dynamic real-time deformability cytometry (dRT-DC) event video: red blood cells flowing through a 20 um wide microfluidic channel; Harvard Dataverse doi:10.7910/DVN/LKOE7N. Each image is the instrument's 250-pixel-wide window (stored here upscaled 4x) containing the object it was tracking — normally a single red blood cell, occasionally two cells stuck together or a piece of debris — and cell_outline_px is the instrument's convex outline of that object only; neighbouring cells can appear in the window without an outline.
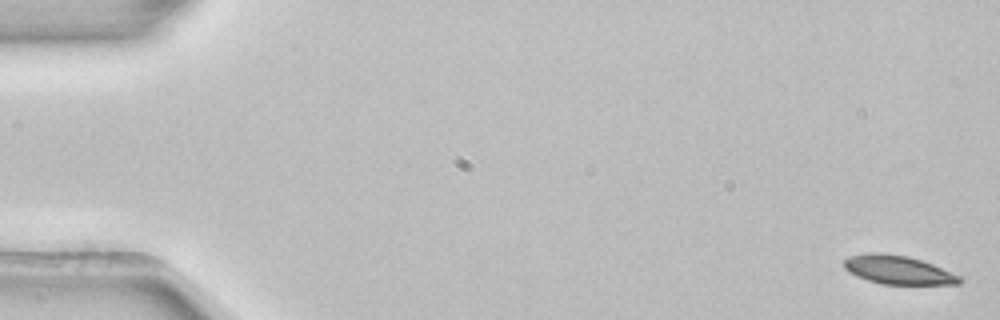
{"species": "common noctule bat (a hibernating species)", "species_latin": "Nyctalus noctula", "temperature_condition": "room temperature", "stored_images_in_passage": 4, "camera_frame_rate_fps": 3000, "um_per_image_px": 0.085, "animal": {"sex": "female", "body_mass_g": 22.7, "forearm_length_mm": 54.2}, "frame": {"image": 1, "passage_image": 1, "time_ms": 0.0, "image_size_px": [1000, 320], "cell_outline_px": [[964, 280], [960, 284], [880, 284], [856, 276], [848, 272], [844, 268], [844, 260], [848, 256], [868, 252], [884, 252], [908, 256], [932, 264], [960, 276]], "centroid_in_image_um": [76.3, 22.93], "position_along_channel_um": 8.7, "area_um2": 19.42}}
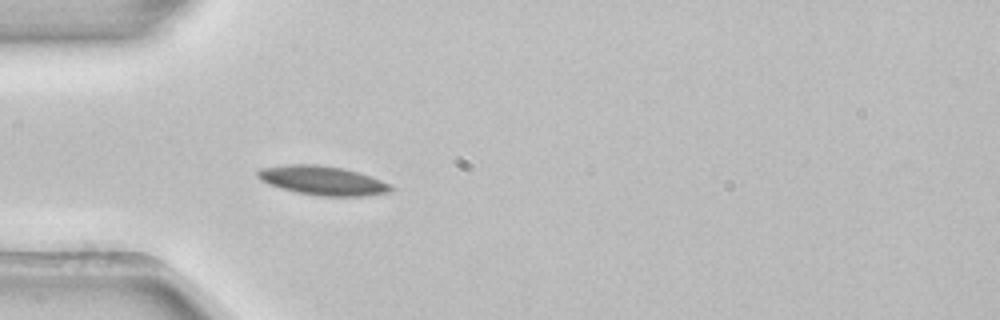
{"frame": {"image": 2, "passage_image": 4, "time_ms": 1.0, "image_size_px": [1000, 320], "cell_outline_px": [[392, 192], [364, 196], [320, 196], [296, 192], [268, 184], [260, 180], [256, 176], [256, 172], [260, 168], [288, 164], [316, 164], [344, 168], [360, 172], [392, 184]], "centroid_in_image_um": [27.43, 15.34], "position_along_channel_um": 57.6, "area_um2": 22.83}}